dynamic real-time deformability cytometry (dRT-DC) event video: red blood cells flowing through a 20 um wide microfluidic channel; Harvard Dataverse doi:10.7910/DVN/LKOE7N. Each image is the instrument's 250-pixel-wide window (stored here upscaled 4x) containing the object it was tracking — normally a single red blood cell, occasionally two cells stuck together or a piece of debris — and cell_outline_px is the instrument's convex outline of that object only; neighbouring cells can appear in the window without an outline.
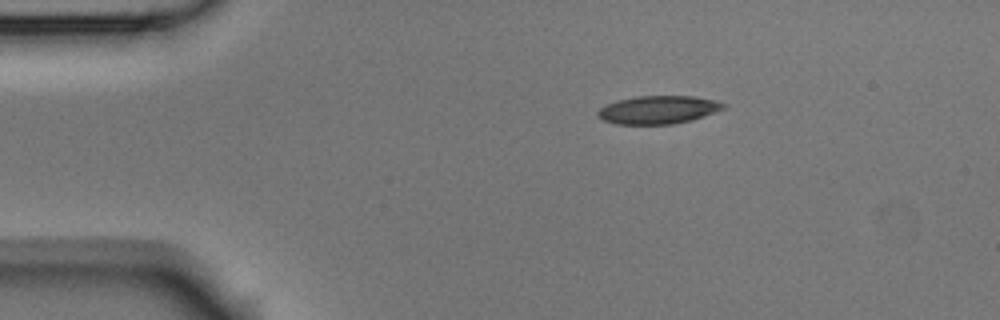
{"species": "Egyptian fruit bat (a non-hibernating species)", "species_latin": "Rousettus aegyptiacus", "temperature_condition": "room temperature", "stored_images_in_passage": 4, "camera_frame_rate_fps": 3000, "um_per_image_px": 0.085, "animal": {"sex": "male"}, "frame": {"image": 1, "passage_image": 1, "time_ms": 0.0, "image_size_px": [1000, 320], "cell_outline_px": [[728, 108], [692, 120], [672, 124], [616, 124], [604, 120], [596, 112], [604, 104], [616, 100], [636, 96], [696, 96], [716, 100], [728, 104]], "centroid_in_image_um": [56.0, 9.32], "position_along_channel_um": 29.0, "area_um2": 20.87}}
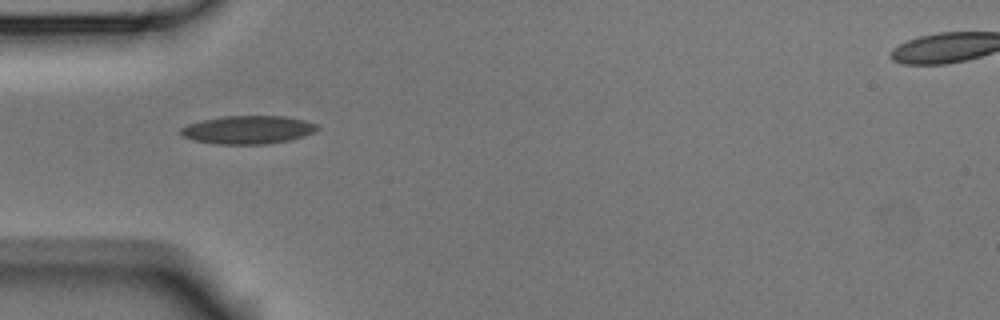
{"frame": {"image": 2, "passage_image": 3, "time_ms": 0.667, "image_size_px": [1000, 320], "cell_outline_px": [[320, 128], [304, 136], [288, 140], [268, 144], [216, 144], [192, 140], [180, 136], [180, 128], [188, 124], [204, 120], [224, 116], [288, 116], [304, 120], [316, 124]], "centroid_in_image_um": [21.05, 11.03], "position_along_channel_um": 63.9, "area_um2": 22.48}}
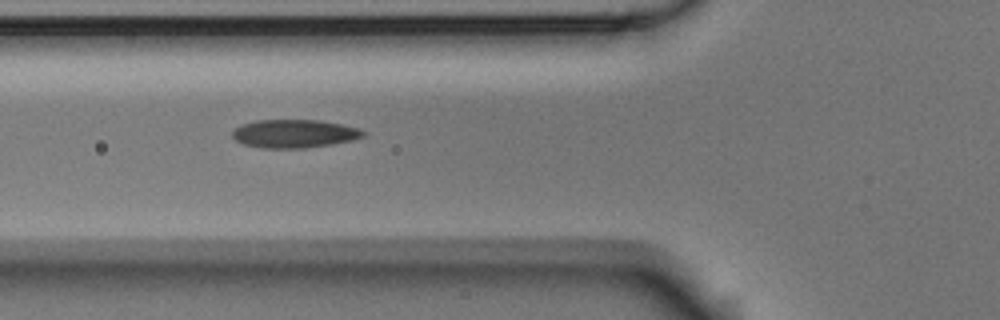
{"frame": {"image": 3, "passage_image": 4, "time_ms": 1.0, "image_size_px": [1000, 320], "cell_outline_px": [[368, 132], [364, 136], [352, 140], [332, 144], [304, 148], [260, 148], [244, 144], [236, 140], [232, 136], [232, 132], [240, 124], [256, 120], [320, 120], [360, 128]], "centroid_in_image_um": [25.03, 11.36], "position_along_channel_um": 100.8, "area_um2": 21.68}}